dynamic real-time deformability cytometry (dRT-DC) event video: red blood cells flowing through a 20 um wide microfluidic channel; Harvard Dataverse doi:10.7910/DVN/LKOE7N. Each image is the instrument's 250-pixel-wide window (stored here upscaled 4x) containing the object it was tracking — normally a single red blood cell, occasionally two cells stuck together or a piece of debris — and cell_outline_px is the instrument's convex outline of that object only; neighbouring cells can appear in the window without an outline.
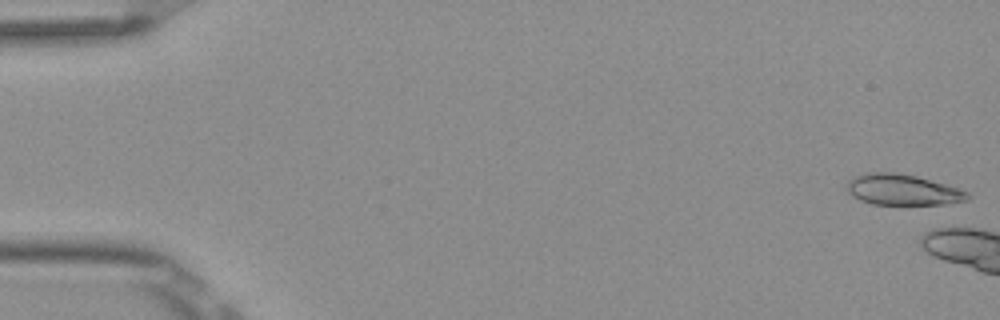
{"species": "Egyptian fruit bat (a non-hibernating species)", "species_latin": "Rousettus aegyptiacus", "temperature_condition": "room temperature", "stored_images_in_passage": 7, "camera_frame_rate_fps": 3000, "um_per_image_px": 0.085, "frame": {"image": 1, "passage_image": 1, "time_ms": 0.0, "image_size_px": [1000, 320], "cell_outline_px": [[972, 196], [968, 200], [948, 204], [900, 208], [872, 204], [860, 200], [852, 196], [848, 192], [848, 180], [856, 176], [868, 172], [896, 172], [916, 176], [960, 188], [968, 192]], "centroid_in_image_um": [76.78, 16.19], "position_along_channel_um": 8.2, "area_um2": 22.83}}